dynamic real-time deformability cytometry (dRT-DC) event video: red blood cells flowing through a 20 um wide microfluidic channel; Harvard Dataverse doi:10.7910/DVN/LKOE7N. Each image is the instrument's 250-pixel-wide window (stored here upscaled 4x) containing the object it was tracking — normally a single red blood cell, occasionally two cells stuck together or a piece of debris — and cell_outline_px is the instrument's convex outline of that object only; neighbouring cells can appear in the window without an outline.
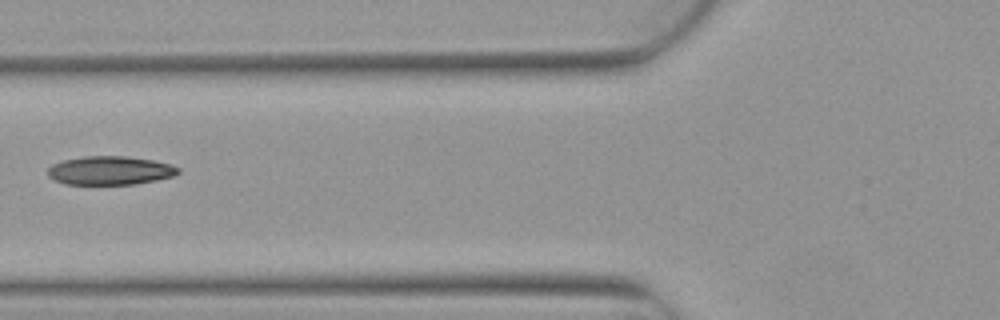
{"species": "Egyptian fruit bat (a non-hibernating species)", "species_latin": "Rousettus aegyptiacus", "temperature_condition": "warm", "stored_images_in_passage": 5, "camera_frame_rate_fps": 3000, "um_per_image_px": 0.085, "animal": {"sex": "female"}, "frame": {"image": 1, "passage_image": 5, "time_ms": 1.333, "image_size_px": [1000, 320], "cell_outline_px": [[180, 172], [176, 176], [156, 180], [132, 184], [64, 184], [48, 176], [48, 168], [52, 164], [64, 160], [84, 156], [124, 156], [152, 160], [168, 164], [180, 168]], "centroid_in_image_um": [9.36, 14.49], "position_along_channel_um": 116.4, "area_um2": 21.68}}